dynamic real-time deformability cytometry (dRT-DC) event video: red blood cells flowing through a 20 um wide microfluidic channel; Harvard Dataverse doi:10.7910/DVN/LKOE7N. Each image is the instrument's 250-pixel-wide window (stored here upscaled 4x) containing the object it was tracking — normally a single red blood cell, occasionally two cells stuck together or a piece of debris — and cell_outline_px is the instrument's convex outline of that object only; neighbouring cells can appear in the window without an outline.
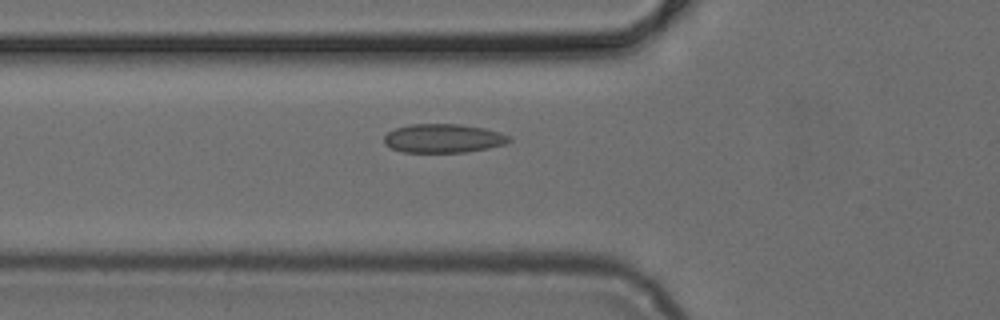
{"species": "common noctule bat (a hibernating species)", "species_latin": "Nyctalus noctula", "temperature_condition": "cold", "stored_images_in_passage": 23, "camera_frame_rate_fps": 3000, "um_per_image_px": 0.085, "animal": {"sex": "female", "body_mass_g": 24.6, "forearm_length_mm": 56.2}, "frame": {"image": 1, "passage_image": 2, "time_ms": 0.333, "image_size_px": [1000, 320], "cell_outline_px": [[512, 140], [504, 144], [488, 148], [464, 152], [400, 152], [384, 144], [384, 136], [388, 132], [396, 128], [408, 124], [460, 124], [484, 128], [500, 132], [508, 136]], "centroid_in_image_um": [37.65, 11.75], "position_along_channel_um": 88.1, "area_um2": 20.98}}
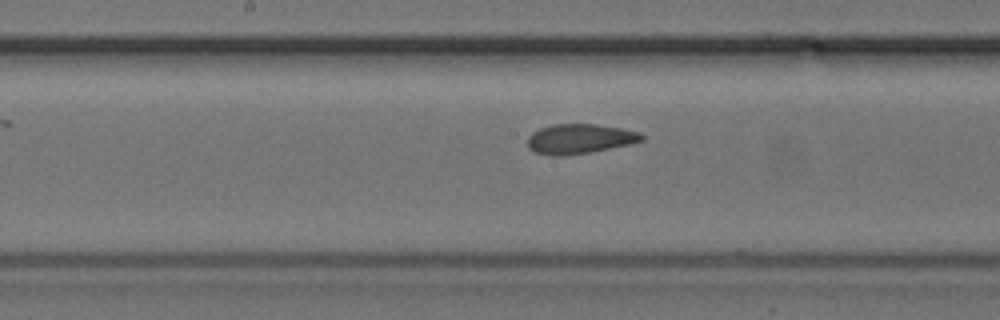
{"frame": {"image": 2, "passage_image": 10, "time_ms": 3.0, "image_size_px": [1000, 320], "cell_outline_px": [[644, 140], [628, 144], [592, 152], [560, 156], [552, 156], [532, 152], [528, 148], [528, 136], [532, 132], [540, 128], [552, 124], [596, 124], [620, 128], [640, 132], [644, 136]], "centroid_in_image_um": [49.23, 11.8], "position_along_channel_um": 199.0, "area_um2": 19.88}}
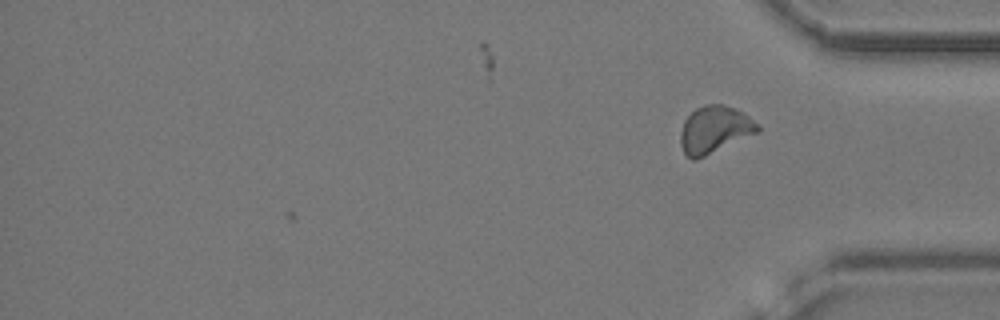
{"frame": {"image": 3, "passage_image": 23, "time_ms": 7.333, "image_size_px": [1000, 320], "cell_outline_px": [[760, 132], [696, 160], [692, 160], [684, 152], [680, 144], [680, 132], [684, 120], [696, 108], [704, 104], [720, 104], [736, 108], [744, 112], [760, 128]], "centroid_in_image_um": [60.73, 11.02], "position_along_channel_um": 374.5, "area_um2": 21.27}}